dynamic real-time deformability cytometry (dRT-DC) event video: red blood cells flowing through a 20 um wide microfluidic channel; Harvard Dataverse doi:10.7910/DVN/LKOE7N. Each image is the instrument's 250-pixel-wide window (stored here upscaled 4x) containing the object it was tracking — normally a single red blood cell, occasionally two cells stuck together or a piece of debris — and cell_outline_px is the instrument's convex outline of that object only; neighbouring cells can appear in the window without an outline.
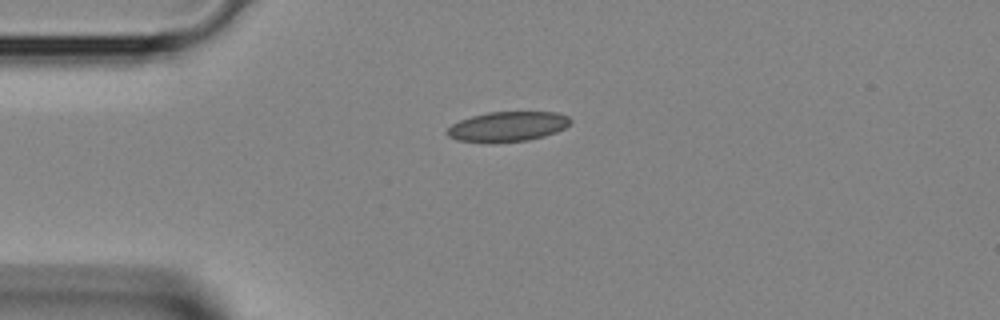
{"species": "Egyptian fruit bat (a non-hibernating species)", "species_latin": "Rousettus aegyptiacus", "temperature_condition": "room temperature", "stored_images_in_passage": 2, "camera_frame_rate_fps": 3000, "um_per_image_px": 0.085, "animal": {"sex": "female"}, "frame": {"image": 1, "passage_image": 1, "time_ms": 0.0, "image_size_px": [1000, 320], "cell_outline_px": [[572, 120], [564, 128], [556, 132], [544, 136], [528, 140], [456, 140], [448, 136], [444, 132], [452, 124], [460, 120], [472, 116], [488, 112], [556, 112], [568, 116]], "centroid_in_image_um": [43.17, 10.71], "position_along_channel_um": 41.8, "area_um2": 20.75}}